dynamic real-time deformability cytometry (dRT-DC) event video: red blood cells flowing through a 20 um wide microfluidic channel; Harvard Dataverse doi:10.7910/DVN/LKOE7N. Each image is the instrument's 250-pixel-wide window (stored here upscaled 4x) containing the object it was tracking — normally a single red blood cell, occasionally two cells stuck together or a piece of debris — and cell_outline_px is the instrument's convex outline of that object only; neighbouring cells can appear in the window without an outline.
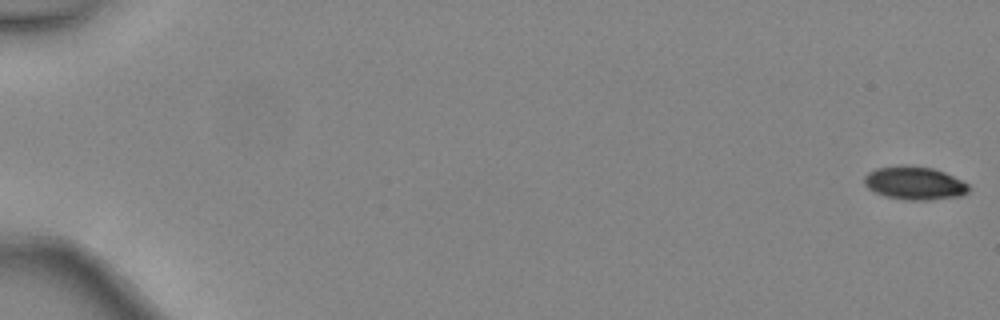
{"species": "common noctule bat (a hibernating species)", "species_latin": "Nyctalus noctula", "temperature_condition": "warm", "stored_images_in_passage": 6, "camera_frame_rate_fps": 3000, "um_per_image_px": 0.085, "animal": {"sex": "female", "body_mass_g": 24.6, "forearm_length_mm": 56.2}, "frame": {"image": 1, "passage_image": 1, "time_ms": 0.0, "image_size_px": [1000, 320], "cell_outline_px": [[968, 192], [960, 196], [928, 200], [904, 200], [884, 196], [868, 188], [864, 184], [864, 176], [868, 172], [876, 168], [900, 164], [908, 164], [932, 168], [944, 172], [968, 184]], "centroid_in_image_um": [77.69, 15.55], "position_along_channel_um": 7.3, "area_um2": 20.35}}